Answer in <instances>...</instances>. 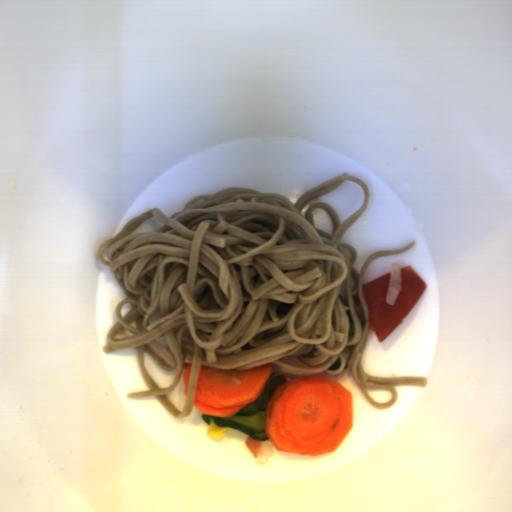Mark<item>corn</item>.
Masks as SVG:
<instances>
[{
	"label": "corn",
	"mask_w": 512,
	"mask_h": 512,
	"mask_svg": "<svg viewBox=\"0 0 512 512\" xmlns=\"http://www.w3.org/2000/svg\"><path fill=\"white\" fill-rule=\"evenodd\" d=\"M230 426H220L216 425L214 421L211 420V423L208 424L206 433L214 440H219L227 435V431Z\"/></svg>",
	"instance_id": "1"
}]
</instances>
